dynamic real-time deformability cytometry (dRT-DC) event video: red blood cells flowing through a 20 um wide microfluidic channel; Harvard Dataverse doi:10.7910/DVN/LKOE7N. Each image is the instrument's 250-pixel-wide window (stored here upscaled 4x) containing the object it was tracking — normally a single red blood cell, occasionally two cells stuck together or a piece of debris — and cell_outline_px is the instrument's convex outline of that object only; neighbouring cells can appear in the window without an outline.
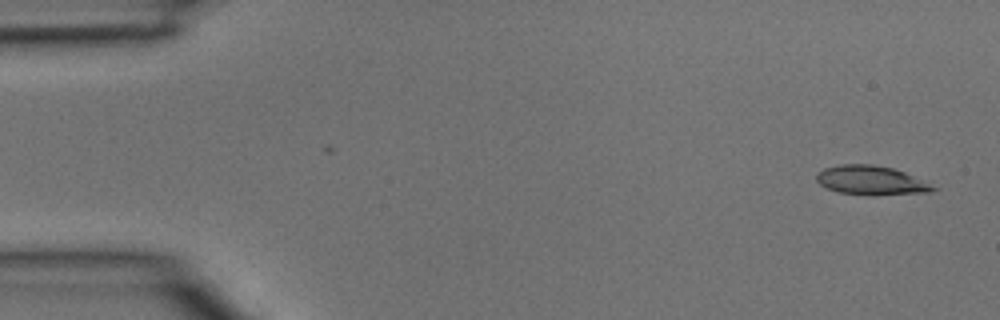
{"species": "common noctule bat (a hibernating species)", "species_latin": "Nyctalus noctula", "temperature_condition": "room temperature", "stored_images_in_passage": 4, "segment_of_instrument_passage": [2, 2], "camera_frame_rate_fps": 3000, "um_per_image_px": 0.085, "animal": {"sex": "male", "body_mass_g": 15.6}, "frame": {"image": 1, "passage_image": 4, "time_ms": 1.0, "image_size_px": [1000, 320], "cell_outline_px": [[936, 188], [932, 192], [872, 196], [840, 192], [828, 188], [820, 184], [816, 180], [816, 176], [824, 168], [840, 164], [872, 164], [892, 168], [904, 172]], "centroid_in_image_um": [74.01, 15.34], "position_along_channel_um": 11.0, "area_um2": 19.54}}